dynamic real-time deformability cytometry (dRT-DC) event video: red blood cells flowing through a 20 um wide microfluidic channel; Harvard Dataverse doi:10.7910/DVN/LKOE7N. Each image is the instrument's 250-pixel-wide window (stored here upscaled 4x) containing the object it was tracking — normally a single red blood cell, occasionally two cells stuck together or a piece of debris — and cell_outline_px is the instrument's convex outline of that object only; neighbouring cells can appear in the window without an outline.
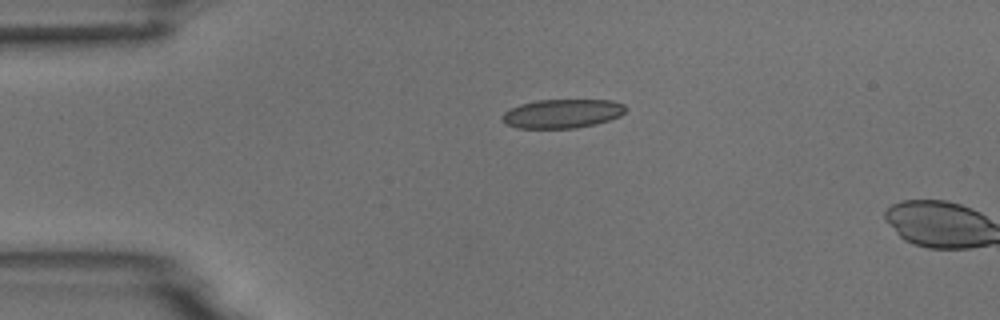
{"species": "common noctule bat (a hibernating species)", "species_latin": "Nyctalus noctula", "temperature_condition": "room temperature", "stored_images_in_passage": 2, "camera_frame_rate_fps": 3000, "um_per_image_px": 0.085, "animal": {"sex": "male", "body_mass_g": 18.8}, "frame": {"image": 1, "passage_image": 1, "time_ms": 0.0, "image_size_px": [1000, 320], "cell_outline_px": [[628, 108], [620, 116], [596, 124], [576, 128], [516, 128], [504, 124], [500, 120], [500, 116], [504, 112], [520, 104], [536, 100], [612, 100], [624, 104]], "centroid_in_image_um": [47.76, 9.66], "position_along_channel_um": 37.2, "area_um2": 21.04}}